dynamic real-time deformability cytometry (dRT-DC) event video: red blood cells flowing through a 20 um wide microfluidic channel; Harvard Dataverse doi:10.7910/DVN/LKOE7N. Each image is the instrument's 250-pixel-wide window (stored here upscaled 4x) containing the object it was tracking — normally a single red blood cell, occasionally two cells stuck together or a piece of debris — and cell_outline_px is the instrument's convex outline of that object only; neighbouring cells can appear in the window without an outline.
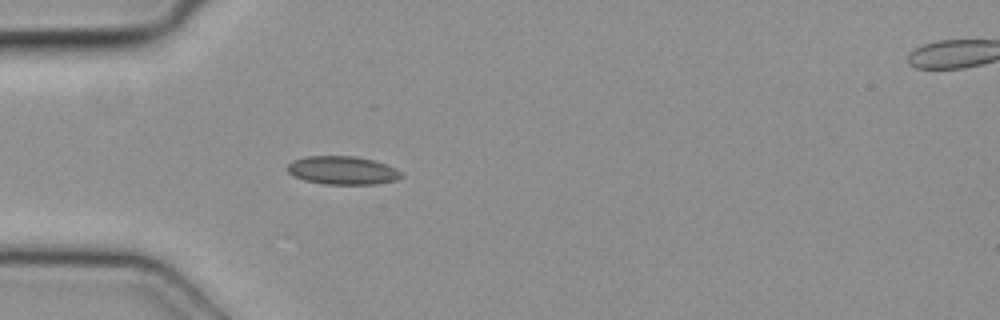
{"species": "common noctule bat (a hibernating species)", "species_latin": "Nyctalus noctula", "temperature_condition": "cold", "stored_images_in_passage": 2, "camera_frame_rate_fps": 3000, "um_per_image_px": 0.085, "animal": {"sex": "female", "body_mass_g": 19.3, "forearm_length_mm": 54.1}, "frame": {"image": 1, "passage_image": 1, "time_ms": 0.0, "image_size_px": [1000, 320], "cell_outline_px": [[404, 176], [396, 180], [376, 184], [324, 184], [304, 180], [292, 176], [284, 168], [292, 160], [308, 156], [356, 156], [372, 160], [396, 168]], "centroid_in_image_um": [29.07, 14.48], "position_along_channel_um": 55.9, "area_um2": 18.9}}